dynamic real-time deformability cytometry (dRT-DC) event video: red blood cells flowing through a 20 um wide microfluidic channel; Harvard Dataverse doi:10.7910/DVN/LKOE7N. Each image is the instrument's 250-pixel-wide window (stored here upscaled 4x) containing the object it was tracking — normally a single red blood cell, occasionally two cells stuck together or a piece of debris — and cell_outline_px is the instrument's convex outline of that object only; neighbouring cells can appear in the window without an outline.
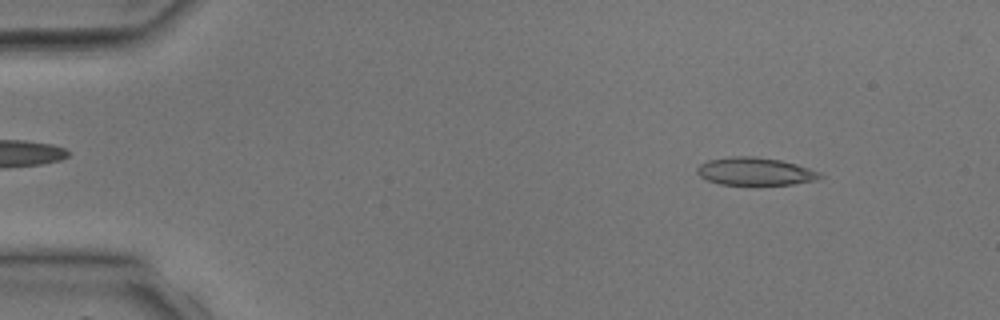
{"species": "common noctule bat (a hibernating species)", "species_latin": "Nyctalus noctula", "temperature_condition": "room temperature", "stored_images_in_passage": 2, "camera_frame_rate_fps": 3000, "um_per_image_px": 0.085, "animal": {"sex": "male", "body_mass_g": 17.9, "forearm_length_mm": 54.2}, "frame": {"image": 1, "passage_image": 1, "time_ms": 0.0, "image_size_px": [1000, 320], "cell_outline_px": [[824, 176], [820, 180], [792, 184], [720, 184], [708, 180], [700, 176], [696, 172], [696, 168], [700, 164], [708, 160], [732, 156], [756, 156], [780, 160], [796, 164], [820, 172]], "centroid_in_image_um": [64.21, 14.56], "position_along_channel_um": 20.8, "area_um2": 19.88}}